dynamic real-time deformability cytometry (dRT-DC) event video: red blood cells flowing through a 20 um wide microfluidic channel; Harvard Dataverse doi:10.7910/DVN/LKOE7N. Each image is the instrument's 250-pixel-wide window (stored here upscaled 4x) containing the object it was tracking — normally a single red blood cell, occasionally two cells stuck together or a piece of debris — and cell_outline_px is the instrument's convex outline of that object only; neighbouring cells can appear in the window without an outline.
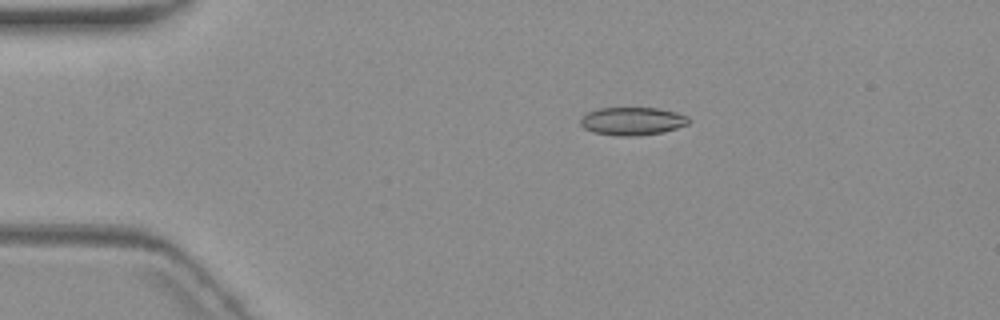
{"species": "common noctule bat (a hibernating species)", "species_latin": "Nyctalus noctula", "temperature_condition": "warm", "stored_images_in_passage": 8, "camera_frame_rate_fps": 3000, "um_per_image_px": 0.085, "animal": {"sex": "female", "body_mass_g": 19.3, "forearm_length_mm": 54.1}, "frame": {"image": 1, "passage_image": 2, "time_ms": 1.0, "image_size_px": [1000, 320], "cell_outline_px": [[688, 124], [664, 132], [636, 136], [616, 136], [592, 132], [584, 128], [580, 124], [580, 120], [588, 112], [600, 108], [660, 108], [676, 112], [688, 116]], "centroid_in_image_um": [53.75, 10.3], "position_along_channel_um": 31.3, "area_um2": 17.69}}
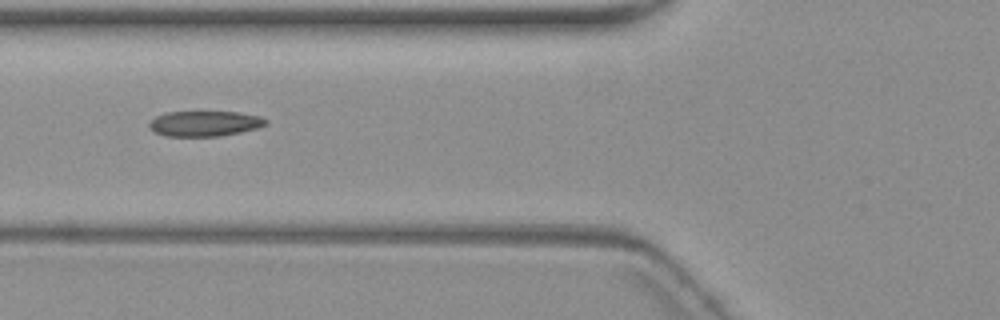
{"frame": {"image": 2, "passage_image": 5, "time_ms": 4.667, "image_size_px": [1000, 320], "cell_outline_px": [[268, 124], [256, 128], [240, 132], [220, 136], [164, 136], [148, 128], [148, 124], [156, 116], [168, 112], [240, 112], [260, 116], [268, 120]], "centroid_in_image_um": [17.41, 10.5], "position_along_channel_um": 108.4, "area_um2": 17.22}}
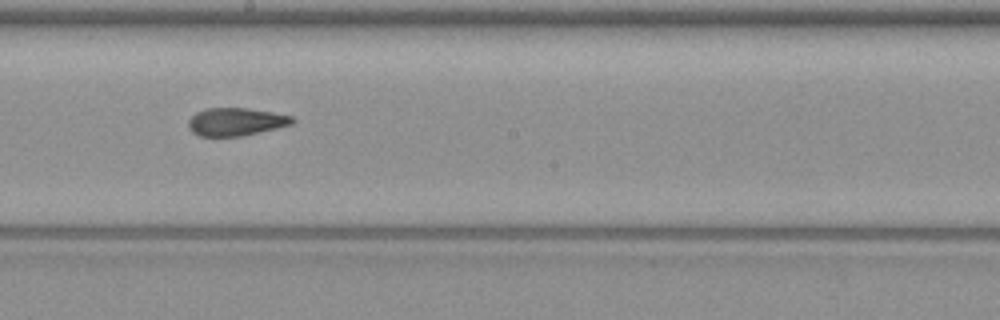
{"frame": {"image": 3, "passage_image": 8, "time_ms": 8.0, "image_size_px": [1000, 320], "cell_outline_px": [[296, 120], [292, 124], [244, 136], [200, 136], [192, 132], [188, 128], [188, 120], [196, 112], [208, 108], [248, 108], [272, 112], [292, 116]], "centroid_in_image_um": [20.04, 10.35], "position_along_channel_um": 228.2, "area_um2": 16.94}}